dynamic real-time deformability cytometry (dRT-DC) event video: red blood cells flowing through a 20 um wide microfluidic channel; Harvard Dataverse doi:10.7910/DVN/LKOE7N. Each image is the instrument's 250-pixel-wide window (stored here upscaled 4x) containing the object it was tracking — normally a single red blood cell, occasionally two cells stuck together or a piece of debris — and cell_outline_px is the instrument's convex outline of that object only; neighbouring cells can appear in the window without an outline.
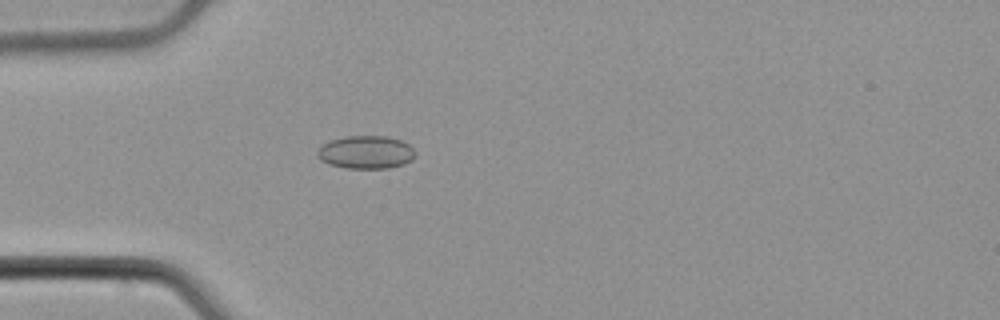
{"species": "common noctule bat (a hibernating species)", "species_latin": "Nyctalus noctula", "temperature_condition": "cold", "stored_images_in_passage": 2, "camera_frame_rate_fps": 3000, "um_per_image_px": 0.085, "animal": {"sex": "male", "body_mass_g": 21.5, "forearm_length_mm": 52.0}, "frame": {"image": 1, "passage_image": 2, "time_ms": 0.333, "image_size_px": [1000, 320], "cell_outline_px": [[416, 152], [412, 160], [404, 164], [388, 168], [348, 168], [328, 164], [320, 160], [316, 156], [316, 152], [324, 144], [332, 140], [348, 136], [388, 136], [400, 140], [408, 144]], "centroid_in_image_um": [31.11, 12.94], "position_along_channel_um": 53.9, "area_um2": 18.79}}